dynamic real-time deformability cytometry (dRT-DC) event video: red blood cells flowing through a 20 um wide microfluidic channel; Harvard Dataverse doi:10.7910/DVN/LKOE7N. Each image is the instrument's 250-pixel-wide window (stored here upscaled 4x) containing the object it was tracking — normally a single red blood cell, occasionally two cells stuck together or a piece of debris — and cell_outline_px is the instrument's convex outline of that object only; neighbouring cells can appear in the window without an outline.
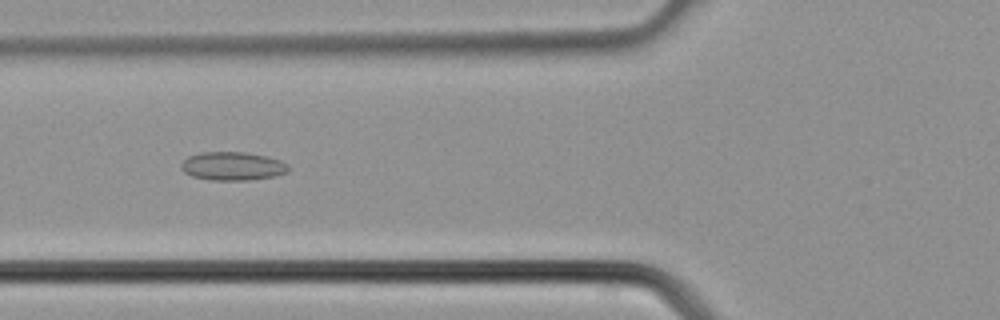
{"species": "common noctule bat (a hibernating species)", "species_latin": "Nyctalus noctula", "temperature_condition": "cold", "stored_images_in_passage": 36, "camera_frame_rate_fps": 3000, "um_per_image_px": 0.085, "animal": {"sex": "male", "body_mass_g": 21.5, "forearm_length_mm": 52.0}, "frame": {"image": 1, "passage_image": 13, "time_ms": 4.0, "image_size_px": [1000, 320], "cell_outline_px": [[288, 172], [272, 176], [248, 180], [212, 180], [192, 176], [184, 172], [180, 168], [180, 164], [188, 156], [200, 152], [244, 152], [268, 156], [280, 160], [288, 164]], "centroid_in_image_um": [19.75, 14.11], "position_along_channel_um": 106.1, "area_um2": 17.8}}
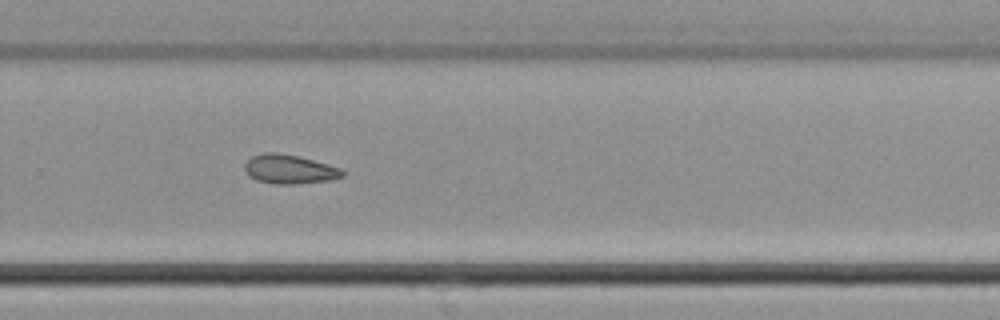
{"frame": {"image": 2, "passage_image": 24, "time_ms": 7.667, "image_size_px": [1000, 320], "cell_outline_px": [[344, 176], [332, 180], [292, 184], [276, 184], [256, 180], [248, 176], [244, 168], [244, 164], [252, 156], [264, 152], [276, 152], [296, 156], [328, 164], [340, 168], [344, 172]], "centroid_in_image_um": [24.58, 14.39], "position_along_channel_um": 305.2, "area_um2": 16.53}}
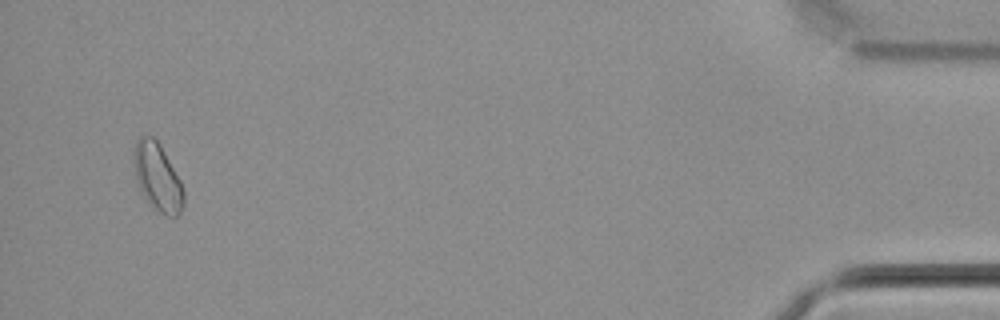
{"frame": {"image": 3, "passage_image": 35, "time_ms": 11.333, "image_size_px": [1000, 320], "cell_outline_px": [[184, 204], [180, 212], [176, 216], [168, 216], [160, 212], [148, 204], [140, 192], [136, 180], [132, 156], [132, 152], [136, 140], [140, 136], [152, 136], [160, 144], [180, 180], [184, 192]], "centroid_in_image_um": [13.35, 15.05], "position_along_channel_um": 421.8, "area_um2": 19.88}}